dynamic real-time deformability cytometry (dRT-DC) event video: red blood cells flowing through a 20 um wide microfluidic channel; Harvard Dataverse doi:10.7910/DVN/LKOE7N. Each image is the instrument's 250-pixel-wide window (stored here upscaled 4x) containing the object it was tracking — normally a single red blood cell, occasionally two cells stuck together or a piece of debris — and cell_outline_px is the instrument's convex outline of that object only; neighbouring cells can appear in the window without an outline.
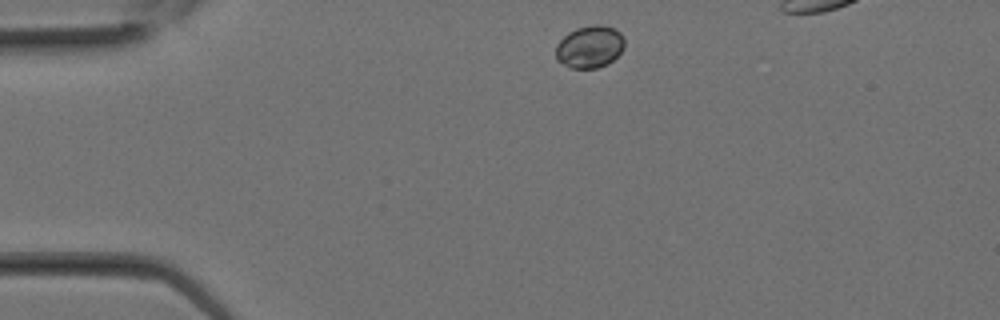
{"species": "Egyptian fruit bat (a non-hibernating species)", "species_latin": "Rousettus aegyptiacus", "temperature_condition": "room temperature", "stored_images_in_passage": 7, "camera_frame_rate_fps": 3000, "um_per_image_px": 0.085, "animal": {"sex": "female"}, "frame": {"image": 1, "passage_image": 1, "time_ms": 0.0, "image_size_px": [1000, 320], "cell_outline_px": [[624, 48], [608, 64], [596, 68], [568, 68], [556, 60], [556, 44], [568, 32], [576, 28], [592, 24], [600, 24], [612, 28], [620, 32], [624, 36]], "centroid_in_image_um": [50.11, 3.97], "position_along_channel_um": 34.9, "area_um2": 17.11}}
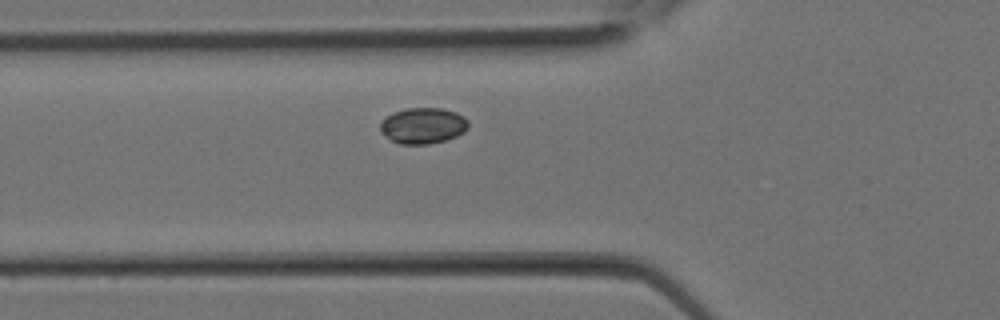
{"frame": {"image": 2, "passage_image": 5, "time_ms": 1.333, "image_size_px": [1000, 320], "cell_outline_px": [[468, 128], [464, 132], [456, 136], [444, 140], [428, 144], [400, 144], [392, 140], [380, 132], [380, 124], [392, 112], [408, 108], [440, 108], [456, 112], [464, 116], [468, 120]], "centroid_in_image_um": [35.97, 10.68], "position_along_channel_um": 89.8, "area_um2": 18.38}}
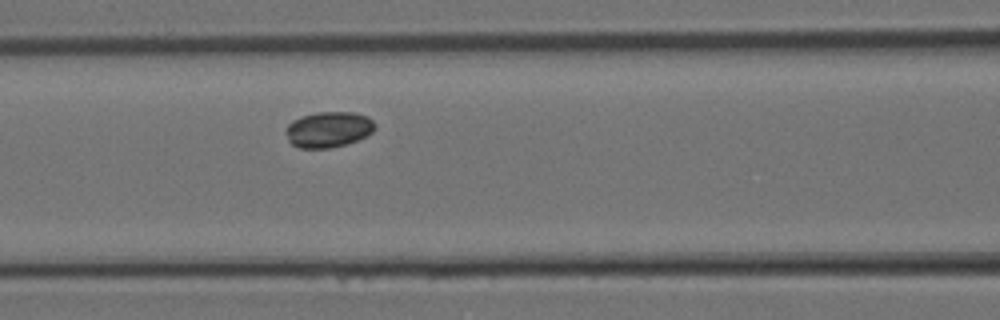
{"frame": {"image": 3, "passage_image": 7, "time_ms": 2.0, "image_size_px": [1000, 320], "cell_outline_px": [[376, 128], [372, 132], [356, 140], [332, 148], [300, 148], [292, 144], [288, 140], [284, 132], [284, 128], [292, 120], [300, 116], [316, 112], [352, 112], [368, 116], [376, 124]], "centroid_in_image_um": [27.88, 10.99], "position_along_channel_um": 138.7, "area_um2": 18.73}}